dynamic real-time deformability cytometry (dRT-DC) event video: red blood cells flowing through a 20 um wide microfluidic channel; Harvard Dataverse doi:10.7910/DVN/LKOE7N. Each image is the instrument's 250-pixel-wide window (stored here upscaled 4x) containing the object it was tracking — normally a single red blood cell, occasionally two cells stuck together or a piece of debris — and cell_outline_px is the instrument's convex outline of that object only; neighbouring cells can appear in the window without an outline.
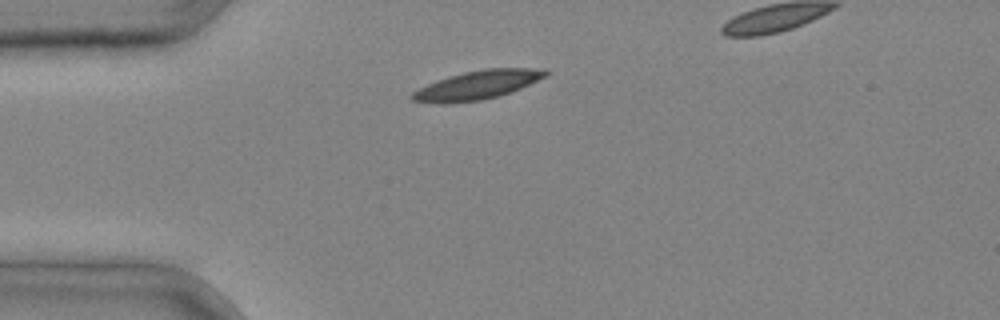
{"species": "common noctule bat (a hibernating species)", "species_latin": "Nyctalus noctula", "temperature_condition": "cold", "stored_images_in_passage": 3, "camera_frame_rate_fps": 3000, "um_per_image_px": 0.085, "animal": {"sex": "male", "body_mass_g": 20.4}, "frame": {"image": 1, "passage_image": 2, "time_ms": 0.333, "image_size_px": [1000, 320], "cell_outline_px": [[548, 72], [544, 76], [512, 92], [500, 96], [484, 100], [448, 104], [440, 104], [412, 100], [408, 96], [412, 92], [436, 80], [448, 76], [464, 72], [484, 68], [528, 68]], "centroid_in_image_um": [40.47, 7.25], "position_along_channel_um": 44.5, "area_um2": 22.25}}